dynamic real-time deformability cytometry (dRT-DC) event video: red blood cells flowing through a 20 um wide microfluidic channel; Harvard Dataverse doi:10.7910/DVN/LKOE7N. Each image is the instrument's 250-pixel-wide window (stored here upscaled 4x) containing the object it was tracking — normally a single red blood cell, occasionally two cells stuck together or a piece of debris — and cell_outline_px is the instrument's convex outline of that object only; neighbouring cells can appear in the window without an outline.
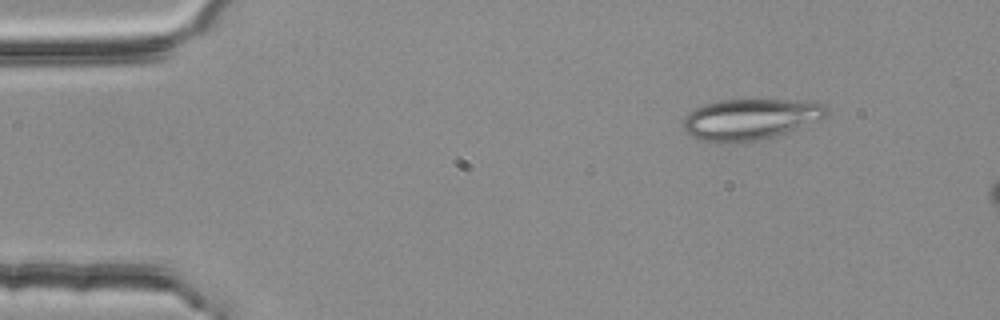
{"species": "common noctule bat (a hibernating species)", "species_latin": "Nyctalus noctula", "temperature_condition": "room temperature", "stored_images_in_passage": 3, "camera_frame_rate_fps": 3000, "um_per_image_px": 0.085, "animal": {"sex": "female", "body_mass_g": 25.1}, "frame": {"image": 1, "passage_image": 1, "time_ms": 0.0, "image_size_px": [1000, 320], "cell_outline_px": [[832, 112], [828, 116], [820, 120], [772, 136], [756, 140], [700, 140], [692, 136], [684, 128], [684, 116], [688, 112], [704, 104], [724, 100], [788, 100], [824, 104]], "centroid_in_image_um": [63.82, 10.09], "position_along_channel_um": 21.2, "area_um2": 33.18}}